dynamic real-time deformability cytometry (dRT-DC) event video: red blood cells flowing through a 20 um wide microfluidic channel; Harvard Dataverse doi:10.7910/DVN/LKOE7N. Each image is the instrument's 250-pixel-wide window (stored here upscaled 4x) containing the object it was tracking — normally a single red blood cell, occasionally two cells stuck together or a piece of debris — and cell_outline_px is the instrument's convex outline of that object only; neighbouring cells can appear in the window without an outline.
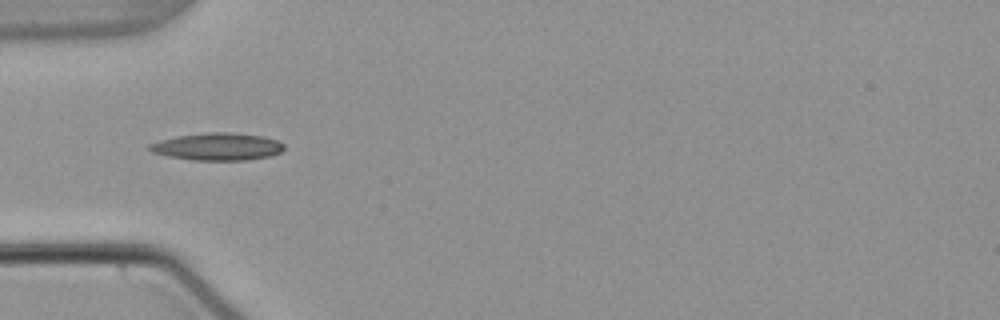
{"species": "common noctule bat (a hibernating species)", "species_latin": "Nyctalus noctula", "temperature_condition": "warm", "stored_images_in_passage": 33, "camera_frame_rate_fps": 3000, "um_per_image_px": 0.085, "animal": {"sex": "male", "body_mass_g": 21.5, "forearm_length_mm": 52.0}, "frame": {"image": 1, "passage_image": 1, "time_ms": 0.0, "image_size_px": [1000, 320], "cell_outline_px": [[284, 148], [280, 152], [268, 156], [244, 160], [192, 160], [168, 156], [152, 152], [148, 148], [148, 144], [160, 140], [180, 136], [208, 132], [224, 132], [264, 136], [276, 140], [284, 144]], "centroid_in_image_um": [18.47, 12.46], "position_along_channel_um": 66.5, "area_um2": 21.21}}
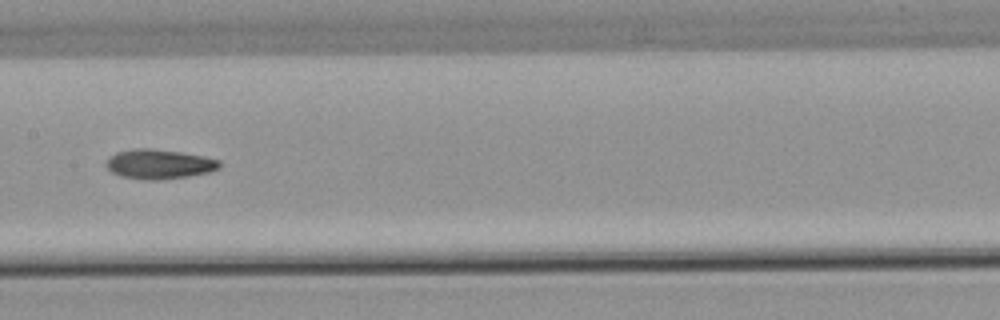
{"frame": {"image": 2, "passage_image": 11, "time_ms": 3.333, "image_size_px": [1000, 320], "cell_outline_px": [[220, 168], [208, 172], [188, 176], [156, 180], [148, 180], [120, 176], [112, 172], [104, 164], [116, 152], [136, 148], [148, 148], [180, 152], [204, 156], [220, 160]], "centroid_in_image_um": [13.53, 13.95], "position_along_channel_um": 193.9, "area_um2": 19.36}}
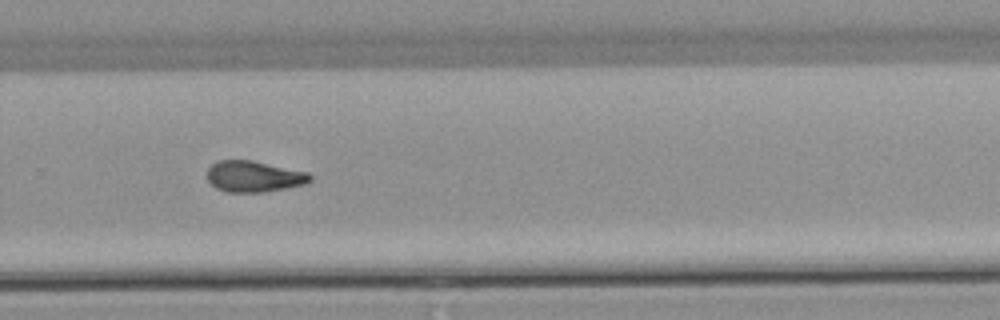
{"frame": {"image": 3, "passage_image": 20, "time_ms": 6.333, "image_size_px": [1000, 320], "cell_outline_px": [[312, 180], [304, 184], [284, 188], [260, 192], [228, 192], [216, 188], [208, 180], [208, 168], [212, 164], [220, 160], [252, 160], [308, 172], [312, 176]], "centroid_in_image_um": [21.59, 14.99], "position_along_channel_um": 308.2, "area_um2": 18.5}, "authors_computed_cell_mechanics": {"area_um2": 18.6694, "velocity_mm_per_s": 3.8278, "shape_relaxation_time_tau1_ms": null, "shape_relaxation_time_tau2_ms": 7.2592, "deformation_change_tau1": null, "deformation_change_tau2": 0.1662}}